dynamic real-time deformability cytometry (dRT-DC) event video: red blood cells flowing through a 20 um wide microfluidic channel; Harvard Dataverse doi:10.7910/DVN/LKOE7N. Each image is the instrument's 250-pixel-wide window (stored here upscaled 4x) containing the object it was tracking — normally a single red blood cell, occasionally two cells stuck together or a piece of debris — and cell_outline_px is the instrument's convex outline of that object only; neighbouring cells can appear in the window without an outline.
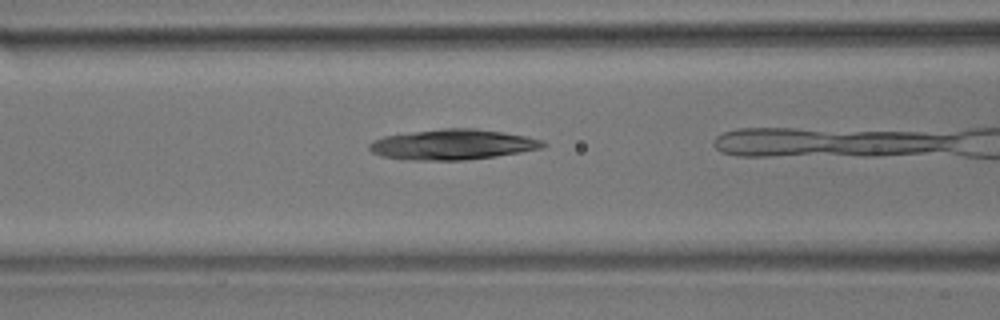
{"species": "common noctule bat (a hibernating species)", "species_latin": "Nyctalus noctula", "temperature_condition": "room temperature", "stored_images_in_passage": 17, "camera_frame_rate_fps": 3000, "um_per_image_px": 0.085, "animal": {"sex": "male", "body_mass_g": 17.9}, "frame": {"image": 1, "passage_image": 6, "time_ms": 1.667, "image_size_px": [1000, 320], "cell_outline_px": [[548, 144], [540, 148], [520, 152], [496, 156], [464, 160], [400, 160], [380, 156], [372, 152], [368, 148], [368, 144], [372, 140], [384, 136], [444, 128], [476, 128], [504, 132], [544, 140]], "centroid_in_image_um": [38.44, 12.29], "position_along_channel_um": 128.2, "area_um2": 30.81}}